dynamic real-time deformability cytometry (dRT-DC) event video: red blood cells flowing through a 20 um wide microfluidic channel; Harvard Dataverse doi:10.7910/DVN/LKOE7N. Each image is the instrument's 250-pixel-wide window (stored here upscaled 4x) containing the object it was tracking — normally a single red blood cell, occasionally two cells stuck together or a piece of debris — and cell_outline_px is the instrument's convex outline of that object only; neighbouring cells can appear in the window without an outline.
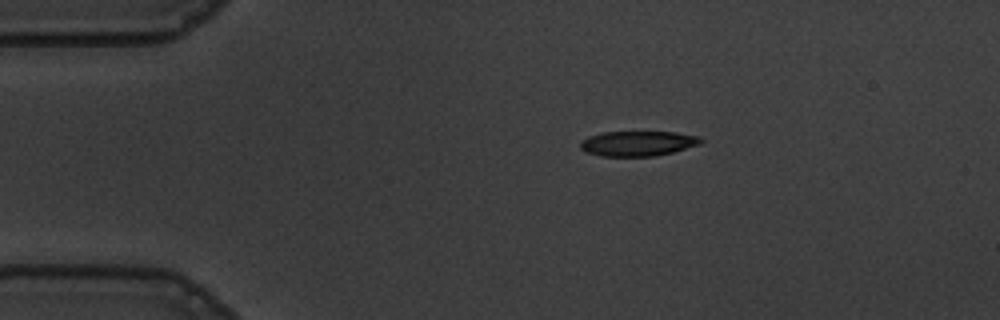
{"species": "common noctule bat (a hibernating species)", "species_latin": "Nyctalus noctula", "temperature_condition": "warm", "stored_images_in_passage": 46, "camera_frame_rate_fps": 3000, "um_per_image_px": 0.085, "animal": {"sex": "male", "body_mass_g": 19.5, "forearm_length_mm": 54.6}, "frame": {"image": 1, "passage_image": 1, "time_ms": 0.0, "image_size_px": [1000, 320], "cell_outline_px": [[704, 140], [700, 144], [672, 152], [656, 156], [600, 156], [588, 152], [580, 148], [580, 140], [588, 136], [604, 132], [676, 132], [700, 136]], "centroid_in_image_um": [54.22, 12.19], "position_along_channel_um": 30.8, "area_um2": 17.63}}
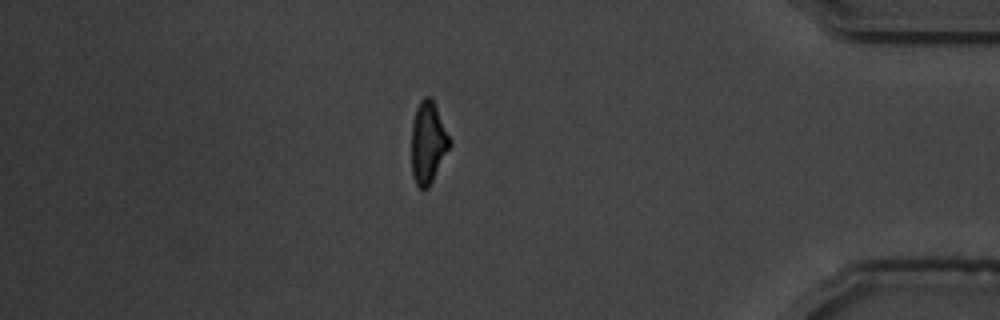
{"frame": {"image": 2, "passage_image": 38, "time_ms": 12.333, "image_size_px": [1000, 320], "cell_outline_px": [[452, 144], [428, 188], [420, 188], [416, 184], [412, 176], [412, 120], [416, 108], [420, 100], [424, 96], [432, 96], [452, 140]], "centroid_in_image_um": [36.4, 12.07], "position_along_channel_um": 398.8, "area_um2": 18.5}}
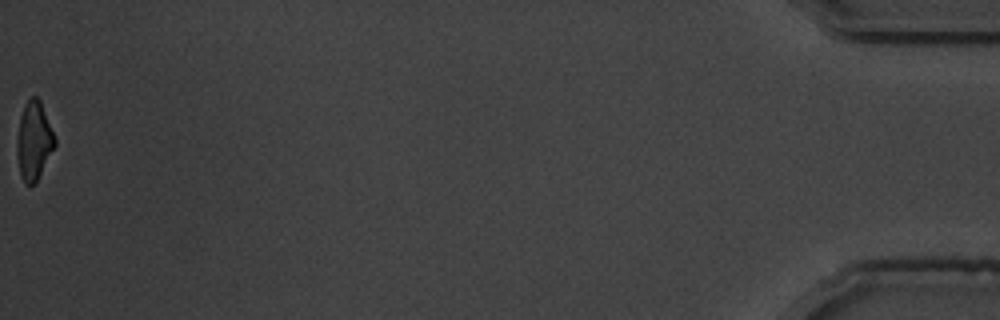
{"frame": {"image": 3, "passage_image": 46, "time_ms": 15.0, "image_size_px": [1000, 320], "cell_outline_px": [[56, 144], [36, 184], [24, 184], [20, 176], [16, 156], [16, 140], [20, 116], [24, 104], [32, 96], [36, 96], [40, 100], [56, 140]], "centroid_in_image_um": [2.86, 12.01], "position_along_channel_um": 432.3, "area_um2": 17.51}, "authors_computed_cell_mechanics": {"area_um2": 18.8139, "velocity_mm_per_s": 3.6707, "shape_relaxation_time_tau1_ms": 4.8233, "shape_relaxation_time_tau2_ms": 2.6301, "deformation_change_tau1": 0.1763, "deformation_change_tau2": 0.119}}